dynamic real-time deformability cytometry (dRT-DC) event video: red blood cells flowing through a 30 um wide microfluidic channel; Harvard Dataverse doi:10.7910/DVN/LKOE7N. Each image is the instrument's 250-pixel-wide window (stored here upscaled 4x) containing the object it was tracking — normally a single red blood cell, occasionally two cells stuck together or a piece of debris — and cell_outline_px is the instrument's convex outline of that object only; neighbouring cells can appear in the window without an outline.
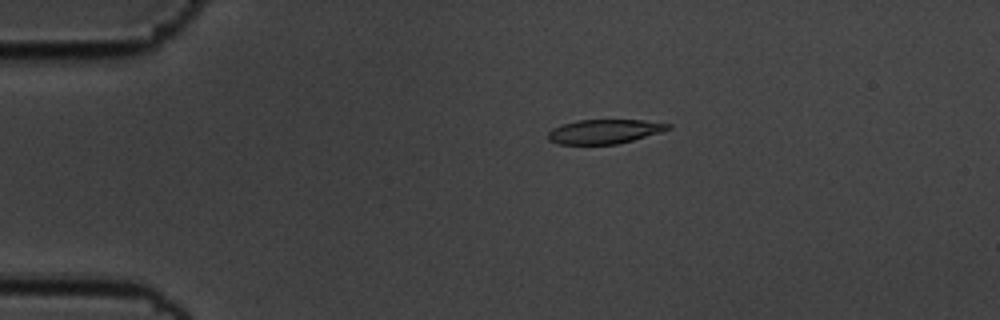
{"species": "common noctule bat (a hibernating species)", "species_latin": "Nyctalus noctula", "temperature_condition": "cold", "stored_images_in_passage": 54, "camera_frame_rate_fps": 3000, "um_per_image_px": 0.085, "animal": {"sex": "male", "body_mass_g": 19.5, "forearm_length_mm": 54.6}, "frame": {"image": 1, "passage_image": 9, "time_ms": 2.667, "image_size_px": [1000, 320], "cell_outline_px": [[672, 128], [632, 140], [616, 144], [560, 144], [548, 140], [548, 132], [552, 128], [560, 124], [576, 120], [644, 120], [672, 124]], "centroid_in_image_um": [51.34, 11.17], "position_along_channel_um": 33.7, "area_um2": 16.94}}
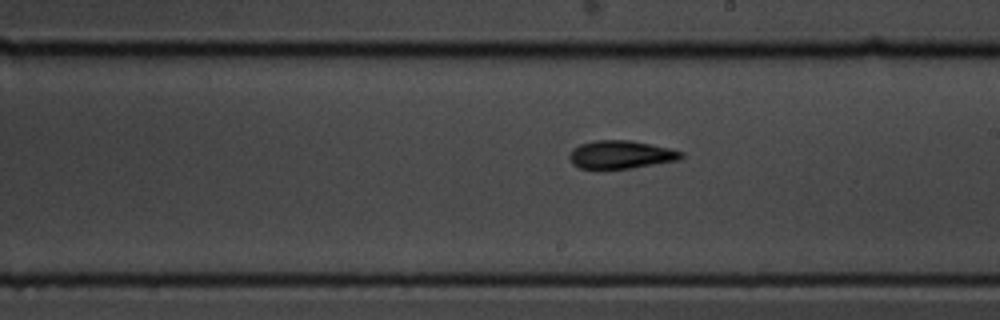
{"frame": {"image": 2, "passage_image": 30, "time_ms": 9.667, "image_size_px": [1000, 320], "cell_outline_px": [[684, 156], [680, 160], [632, 168], [580, 168], [572, 164], [568, 156], [572, 148], [580, 144], [596, 140], [632, 140], [668, 148], [684, 152]], "centroid_in_image_um": [52.78, 13.13], "position_along_channel_um": 236.2, "area_um2": 18.32}}
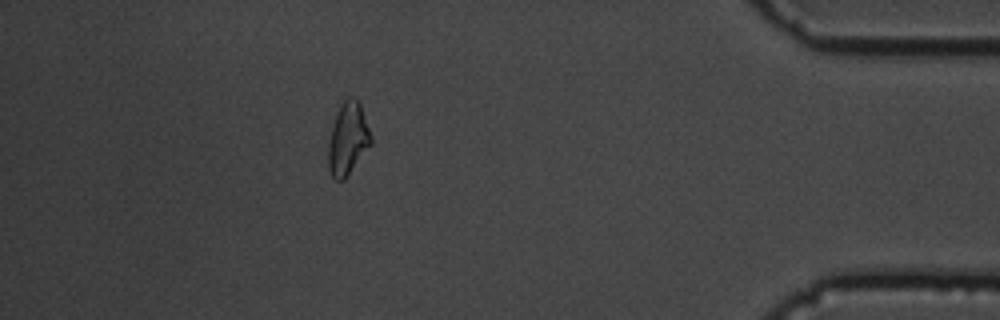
{"frame": {"image": 3, "passage_image": 48, "time_ms": 15.667, "image_size_px": [1000, 320], "cell_outline_px": [[372, 144], [344, 180], [336, 180], [332, 176], [328, 168], [328, 144], [336, 112], [340, 104], [348, 96], [352, 96], [360, 104], [372, 136]], "centroid_in_image_um": [29.57, 11.8], "position_along_channel_um": 405.6, "area_um2": 18.03}, "authors_computed_cell_mechanics": {"area_um2": 17.7446, "velocity_mm_per_s": 3.5509, "shape_relaxation_time_tau1_ms": 3.7855, "shape_relaxation_time_tau2_ms": 10.9163, "deformation_change_tau1": 0.1369, "deformation_change_tau2": 0.1968}}